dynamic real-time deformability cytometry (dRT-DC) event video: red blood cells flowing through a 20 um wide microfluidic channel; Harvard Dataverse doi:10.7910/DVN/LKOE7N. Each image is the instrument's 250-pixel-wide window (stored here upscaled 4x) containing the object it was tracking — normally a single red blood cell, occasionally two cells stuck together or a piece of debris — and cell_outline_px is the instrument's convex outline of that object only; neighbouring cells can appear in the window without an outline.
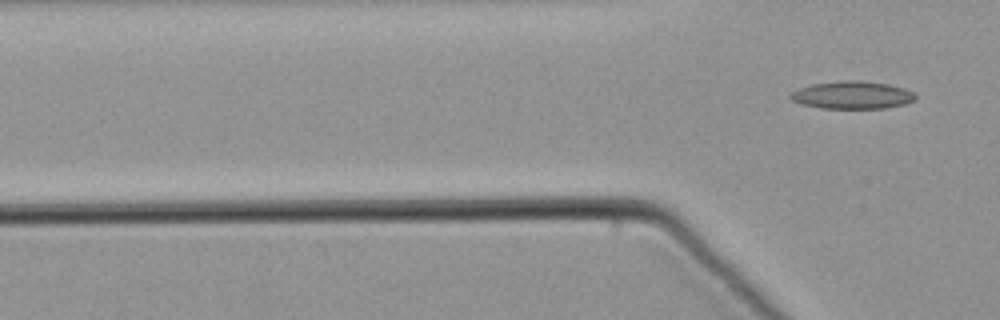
{"species": "common noctule bat (a hibernating species)", "species_latin": "Nyctalus noctula", "temperature_condition": "warm", "stored_images_in_passage": 5, "camera_frame_rate_fps": 3000, "um_per_image_px": 0.085, "animal": {"sex": "male", "body_mass_g": 21.5, "forearm_length_mm": 52.0}, "frame": {"image": 1, "passage_image": 5, "time_ms": 1.333, "image_size_px": [1000, 320], "cell_outline_px": [[916, 100], [904, 104], [884, 108], [820, 108], [804, 104], [792, 100], [788, 96], [792, 92], [800, 88], [812, 84], [840, 80], [860, 80], [888, 84], [904, 88], [912, 92], [916, 96]], "centroid_in_image_um": [72.45, 8.07], "position_along_channel_um": 53.3, "area_um2": 20.06}}